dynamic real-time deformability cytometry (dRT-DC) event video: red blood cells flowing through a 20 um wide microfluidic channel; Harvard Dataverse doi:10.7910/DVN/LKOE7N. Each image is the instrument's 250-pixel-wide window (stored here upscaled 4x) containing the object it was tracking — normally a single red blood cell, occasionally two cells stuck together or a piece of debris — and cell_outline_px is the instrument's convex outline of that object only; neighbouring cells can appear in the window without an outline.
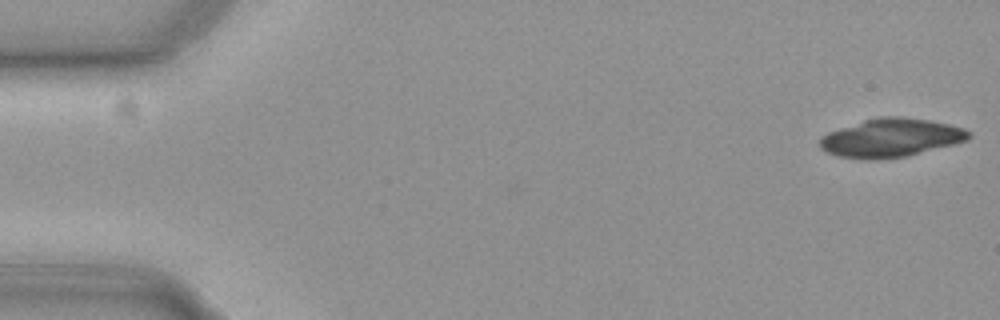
{"species": "common noctule bat (a hibernating species)", "species_latin": "Nyctalus noctula", "temperature_condition": "cold", "stored_images_in_passage": 18, "camera_frame_rate_fps": 3000, "um_per_image_px": 0.085, "animal": {"sex": "female", "body_mass_g": 19.3, "forearm_length_mm": 54.1}, "frame": {"image": 1, "passage_image": 1, "time_ms": 0.0, "image_size_px": [1000, 320], "cell_outline_px": [[972, 136], [968, 140], [908, 156], [888, 160], [860, 160], [836, 156], [820, 148], [820, 136], [828, 132], [864, 120], [880, 116], [904, 116], [928, 120], [948, 124], [964, 128], [972, 132]], "centroid_in_image_um": [75.73, 11.73], "position_along_channel_um": 9.3, "area_um2": 33.87}}